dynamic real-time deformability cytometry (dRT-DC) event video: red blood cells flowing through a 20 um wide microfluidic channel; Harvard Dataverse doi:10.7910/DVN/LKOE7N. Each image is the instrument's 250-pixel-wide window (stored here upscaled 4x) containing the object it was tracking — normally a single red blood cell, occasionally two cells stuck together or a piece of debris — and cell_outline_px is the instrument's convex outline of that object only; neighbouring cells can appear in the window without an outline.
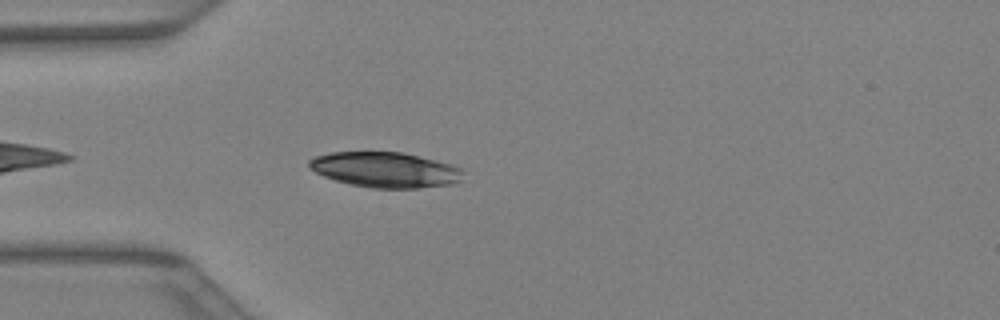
{"species": "Egyptian fruit bat (a non-hibernating species)", "species_latin": "Rousettus aegyptiacus", "temperature_condition": "warm", "stored_images_in_passage": 32, "camera_frame_rate_fps": 3000, "um_per_image_px": 0.085, "animal": {"sex": "female"}, "frame": {"image": 1, "passage_image": 2, "time_ms": 0.333, "image_size_px": [1000, 320], "cell_outline_px": [[464, 172], [460, 180], [452, 184], [420, 188], [372, 188], [352, 184], [336, 180], [324, 176], [316, 172], [308, 164], [308, 160], [312, 156], [332, 152], [404, 152], [436, 160], [460, 168]], "centroid_in_image_um": [32.74, 14.42], "position_along_channel_um": 52.3, "area_um2": 31.62}}
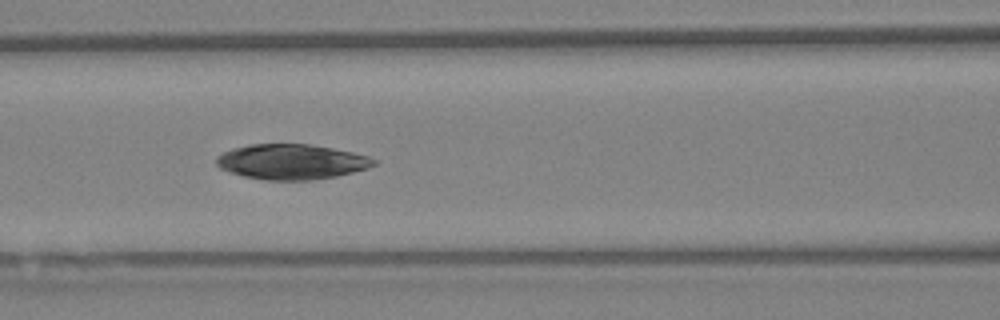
{"frame": {"image": 2, "passage_image": 8, "time_ms": 2.333, "image_size_px": [1000, 320], "cell_outline_px": [[380, 160], [376, 164], [368, 168], [336, 176], [312, 180], [268, 180], [244, 176], [220, 168], [216, 164], [216, 156], [232, 148], [252, 144], [308, 144], [332, 148], [352, 152], [368, 156]], "centroid_in_image_um": [24.8, 13.75], "position_along_channel_um": 141.8, "area_um2": 32.19}}
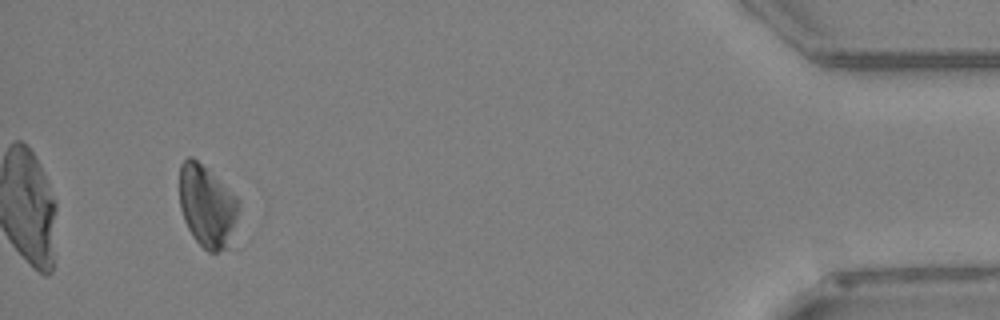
{"frame": {"image": 3, "passage_image": 29, "time_ms": 9.333, "image_size_px": [1000, 320], "cell_outline_px": [[240, 200], [228, 248], [216, 252], [208, 252], [192, 236], [184, 220], [180, 208], [180, 164], [188, 156], [192, 156], [208, 168]], "centroid_in_image_um": [17.58, 17.49], "position_along_channel_um": 417.6, "area_um2": 28.21}}